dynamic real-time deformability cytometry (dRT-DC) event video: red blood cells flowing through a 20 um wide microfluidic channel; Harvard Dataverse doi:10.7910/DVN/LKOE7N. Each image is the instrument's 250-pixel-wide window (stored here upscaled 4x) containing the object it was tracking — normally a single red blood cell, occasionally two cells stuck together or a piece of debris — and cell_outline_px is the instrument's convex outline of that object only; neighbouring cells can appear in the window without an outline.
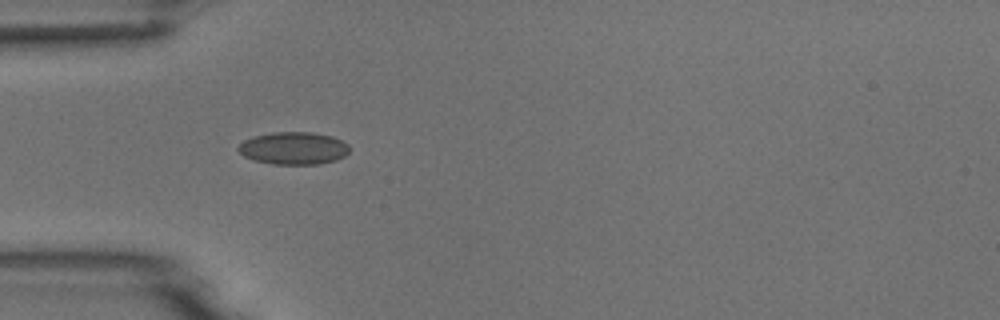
{"species": "common noctule bat (a hibernating species)", "species_latin": "Nyctalus noctula", "temperature_condition": "room temperature", "stored_images_in_passage": 2, "camera_frame_rate_fps": 3000, "um_per_image_px": 0.085, "animal": {"sex": "male", "body_mass_g": 18.8}, "frame": {"image": 1, "passage_image": 1, "time_ms": 0.0, "image_size_px": [1000, 320], "cell_outline_px": [[352, 148], [344, 156], [336, 160], [320, 164], [272, 164], [252, 160], [244, 156], [236, 148], [244, 140], [252, 136], [272, 132], [312, 132], [332, 136], [348, 144]], "centroid_in_image_um": [24.95, 12.6], "position_along_channel_um": 60.0, "area_um2": 21.27}}